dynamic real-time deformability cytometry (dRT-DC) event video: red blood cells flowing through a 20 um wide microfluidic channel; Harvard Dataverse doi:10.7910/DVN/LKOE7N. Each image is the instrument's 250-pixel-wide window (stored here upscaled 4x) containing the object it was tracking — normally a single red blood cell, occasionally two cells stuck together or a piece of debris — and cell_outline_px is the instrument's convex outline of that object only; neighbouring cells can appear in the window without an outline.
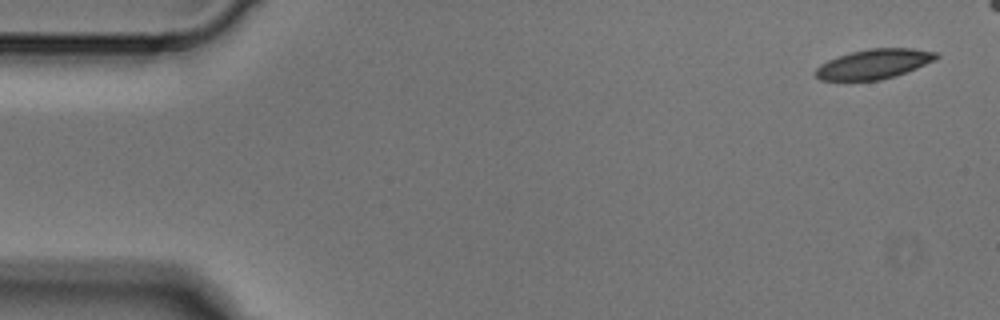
{"species": "Egyptian fruit bat (a non-hibernating species)", "species_latin": "Rousettus aegyptiacus", "temperature_condition": "cold", "stored_images_in_passage": 4, "camera_frame_rate_fps": 3000, "um_per_image_px": 0.085, "animal": {"sex": "male"}, "frame": {"image": 1, "passage_image": 1, "time_ms": 0.0, "image_size_px": [1000, 320], "cell_outline_px": [[940, 56], [936, 60], [896, 76], [880, 80], [820, 80], [812, 72], [820, 64], [828, 60], [852, 52], [868, 48], [912, 48], [936, 52]], "centroid_in_image_um": [74.29, 5.44], "position_along_channel_um": 10.7, "area_um2": 20.92}}